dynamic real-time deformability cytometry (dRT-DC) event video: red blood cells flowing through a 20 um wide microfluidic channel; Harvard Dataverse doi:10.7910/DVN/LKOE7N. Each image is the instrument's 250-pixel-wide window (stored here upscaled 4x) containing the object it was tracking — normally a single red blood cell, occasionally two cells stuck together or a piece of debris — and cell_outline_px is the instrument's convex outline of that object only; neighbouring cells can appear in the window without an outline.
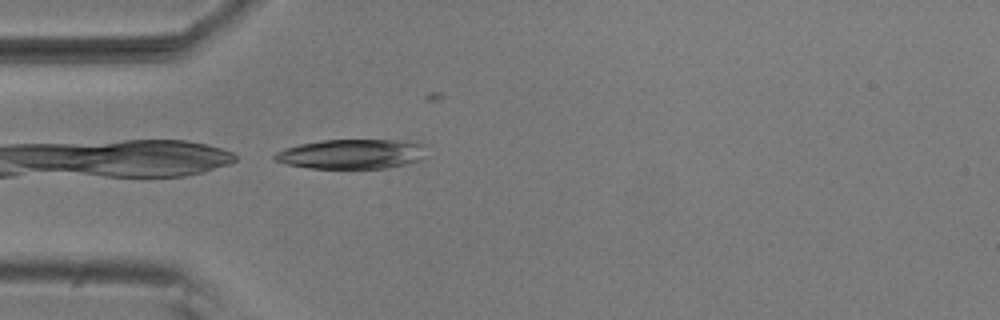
{"species": "common noctule bat (a hibernating species)", "species_latin": "Nyctalus noctula", "temperature_condition": "room temperature", "stored_images_in_passage": 5, "camera_frame_rate_fps": 3000, "um_per_image_px": 0.085, "animal": {"sex": "male", "body_mass_g": 20.5, "forearm_length_mm": 52.5}, "frame": {"image": 1, "passage_image": 4, "time_ms": 1.0, "image_size_px": [1000, 320], "cell_outline_px": [[424, 144], [420, 160], [388, 168], [308, 168], [288, 164], [276, 160], [272, 156], [276, 152], [284, 148], [300, 144], [320, 140], [416, 140]], "centroid_in_image_um": [29.88, 13.08], "position_along_channel_um": 55.1, "area_um2": 26.18}}